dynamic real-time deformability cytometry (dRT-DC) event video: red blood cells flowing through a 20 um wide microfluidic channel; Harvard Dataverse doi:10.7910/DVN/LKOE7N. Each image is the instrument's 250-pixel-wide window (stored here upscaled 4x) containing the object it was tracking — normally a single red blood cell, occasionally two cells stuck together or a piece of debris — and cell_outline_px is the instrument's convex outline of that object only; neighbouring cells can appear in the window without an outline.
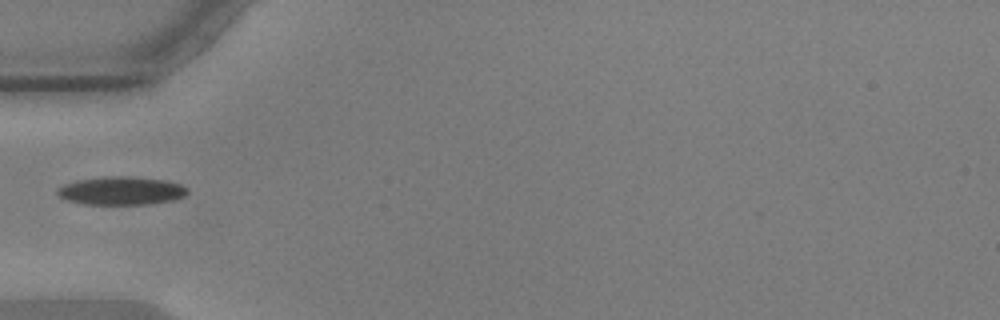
{"species": "common noctule bat (a hibernating species)", "species_latin": "Nyctalus noctula", "temperature_condition": "warm", "stored_images_in_passage": 5, "camera_frame_rate_fps": 3000, "um_per_image_px": 0.085, "animal": {"sex": "male", "body_mass_g": 17.9, "forearm_length_mm": 54.2}, "frame": {"image": 1, "passage_image": 1, "time_ms": 0.0, "image_size_px": [1000, 320], "cell_outline_px": [[188, 192], [184, 196], [168, 200], [148, 204], [84, 204], [68, 200], [60, 196], [56, 192], [56, 188], [64, 184], [76, 180], [104, 176], [132, 176], [168, 180], [180, 184], [188, 188]], "centroid_in_image_um": [10.29, 16.19], "position_along_channel_um": 74.7, "area_um2": 21.44}}